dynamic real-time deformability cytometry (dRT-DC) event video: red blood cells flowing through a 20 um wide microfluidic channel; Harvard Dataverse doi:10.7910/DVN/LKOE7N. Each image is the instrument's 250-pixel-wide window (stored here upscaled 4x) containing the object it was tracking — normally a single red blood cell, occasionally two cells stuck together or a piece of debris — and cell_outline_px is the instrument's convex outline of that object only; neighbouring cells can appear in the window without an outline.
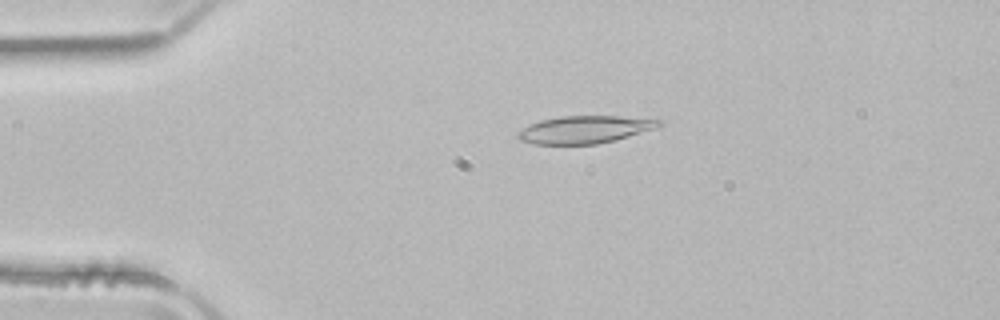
{"species": "common noctule bat (a hibernating species)", "species_latin": "Nyctalus noctula", "temperature_condition": "room temperature", "stored_images_in_passage": 43, "camera_frame_rate_fps": 3000, "um_per_image_px": 0.085, "animal": {"sex": "male", "body_mass_g": 21.5, "forearm_length_mm": 52.0}, "frame": {"image": 1, "passage_image": 3, "time_ms": 0.667, "image_size_px": [1000, 320], "cell_outline_px": [[664, 124], [656, 128], [616, 140], [596, 144], [532, 144], [520, 140], [516, 136], [516, 132], [540, 120], [560, 116], [620, 116], [664, 120]], "centroid_in_image_um": [49.73, 11.01], "position_along_channel_um": 35.3, "area_um2": 22.72}}
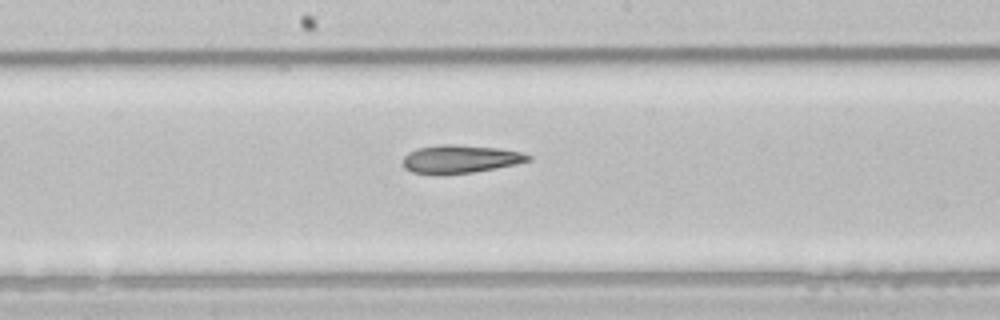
{"frame": {"image": 2, "passage_image": 19, "time_ms": 6.0, "image_size_px": [1000, 320], "cell_outline_px": [[532, 160], [516, 164], [496, 168], [472, 172], [444, 176], [436, 176], [412, 172], [404, 168], [404, 156], [408, 152], [416, 148], [440, 144], [456, 144], [500, 148], [520, 152], [532, 156]], "centroid_in_image_um": [39.09, 13.53], "position_along_channel_um": 209.1, "area_um2": 21.04}}
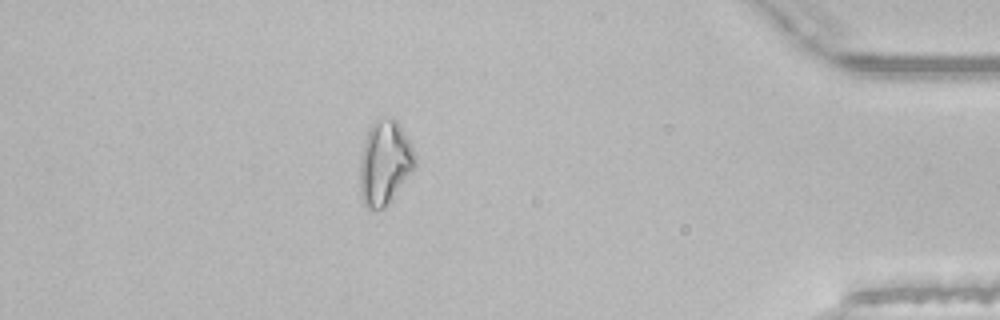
{"frame": {"image": 3, "passage_image": 37, "time_ms": 12.0, "image_size_px": [1000, 320], "cell_outline_px": [[416, 164], [384, 208], [376, 212], [372, 212], [364, 204], [360, 196], [360, 156], [364, 140], [368, 128], [376, 120], [392, 116], [396, 120], [408, 140], [416, 156]], "centroid_in_image_um": [32.65, 13.84], "position_along_channel_um": 402.5, "area_um2": 26.88}, "authors_computed_cell_mechanics": {"area_um2": 21.964, "velocity_mm_per_s": 3.9681, "shape_relaxation_time_tau1_ms": 5.7056, "shape_relaxation_time_tau2_ms": 5.4563, "deformation_change_tau1": 0.1663, "deformation_change_tau2": 0.1784}}